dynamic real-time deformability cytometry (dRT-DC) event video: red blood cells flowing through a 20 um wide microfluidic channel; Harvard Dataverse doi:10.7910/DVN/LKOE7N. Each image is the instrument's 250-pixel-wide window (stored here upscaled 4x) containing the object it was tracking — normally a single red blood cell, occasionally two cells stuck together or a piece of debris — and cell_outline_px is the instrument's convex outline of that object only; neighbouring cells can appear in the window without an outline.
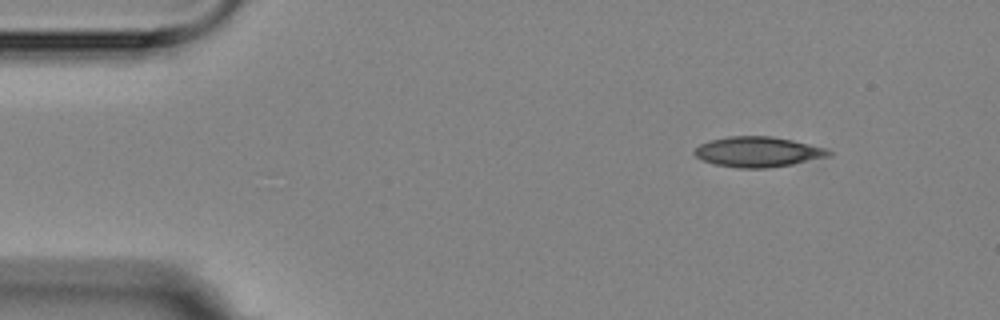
{"species": "Egyptian fruit bat (a non-hibernating species)", "species_latin": "Rousettus aegyptiacus", "temperature_condition": "room temperature", "stored_images_in_passage": 3, "camera_frame_rate_fps": 3000, "um_per_image_px": 0.085, "animal": {"sex": "female"}, "frame": {"image": 1, "passage_image": 1, "time_ms": 0.0, "image_size_px": [1000, 320], "cell_outline_px": [[832, 156], [792, 164], [768, 168], [736, 168], [716, 164], [704, 160], [696, 156], [692, 152], [700, 144], [712, 140], [728, 136], [772, 136], [792, 140], [824, 148], [832, 152]], "centroid_in_image_um": [64.43, 12.91], "position_along_channel_um": 20.6, "area_um2": 23.52}}